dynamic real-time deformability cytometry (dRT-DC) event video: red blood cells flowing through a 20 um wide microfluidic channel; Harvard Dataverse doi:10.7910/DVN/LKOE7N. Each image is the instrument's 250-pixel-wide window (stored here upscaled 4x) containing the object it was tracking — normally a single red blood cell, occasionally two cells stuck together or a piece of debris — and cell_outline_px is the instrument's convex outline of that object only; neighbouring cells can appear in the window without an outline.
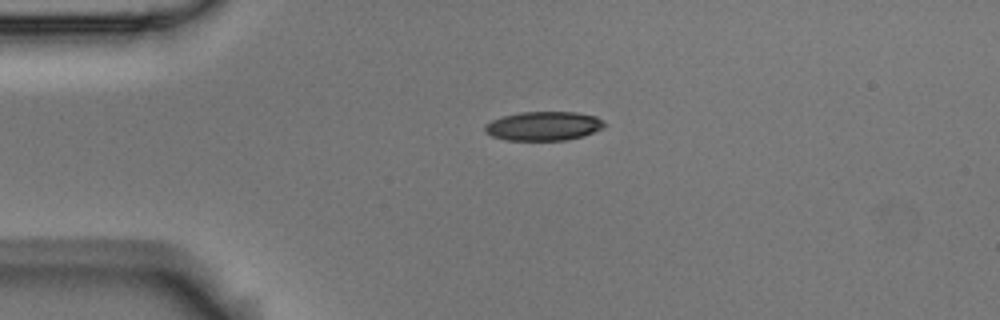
{"species": "Egyptian fruit bat (a non-hibernating species)", "species_latin": "Rousettus aegyptiacus", "temperature_condition": "room temperature", "stored_images_in_passage": 4, "camera_frame_rate_fps": 3000, "um_per_image_px": 0.085, "animal": {"sex": "male"}, "frame": {"image": 1, "passage_image": 2, "time_ms": 0.333, "image_size_px": [1000, 320], "cell_outline_px": [[604, 128], [584, 136], [564, 140], [508, 140], [492, 136], [484, 132], [484, 124], [492, 120], [504, 116], [520, 112], [576, 112], [596, 116], [604, 120]], "centroid_in_image_um": [46.21, 10.71], "position_along_channel_um": 38.8, "area_um2": 20.29}}
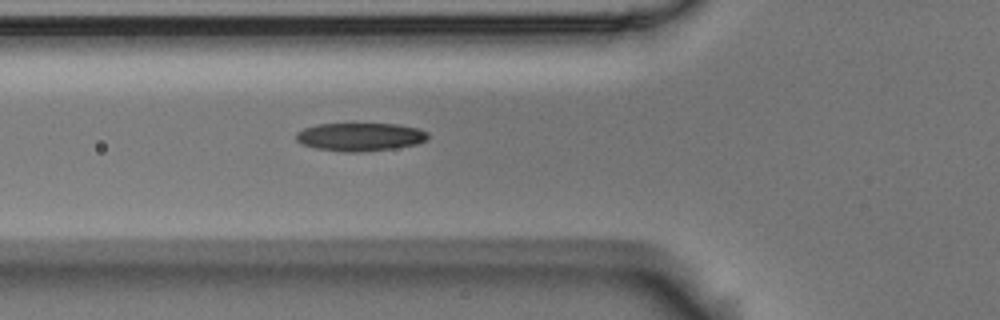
{"frame": {"image": 2, "passage_image": 4, "time_ms": 1.0, "image_size_px": [1000, 320], "cell_outline_px": [[428, 136], [424, 140], [416, 144], [392, 148], [360, 152], [344, 152], [316, 148], [300, 144], [296, 140], [296, 132], [304, 128], [316, 124], [400, 124], [416, 128], [428, 132]], "centroid_in_image_um": [30.56, 11.63], "position_along_channel_um": 95.2, "area_um2": 21.56}}